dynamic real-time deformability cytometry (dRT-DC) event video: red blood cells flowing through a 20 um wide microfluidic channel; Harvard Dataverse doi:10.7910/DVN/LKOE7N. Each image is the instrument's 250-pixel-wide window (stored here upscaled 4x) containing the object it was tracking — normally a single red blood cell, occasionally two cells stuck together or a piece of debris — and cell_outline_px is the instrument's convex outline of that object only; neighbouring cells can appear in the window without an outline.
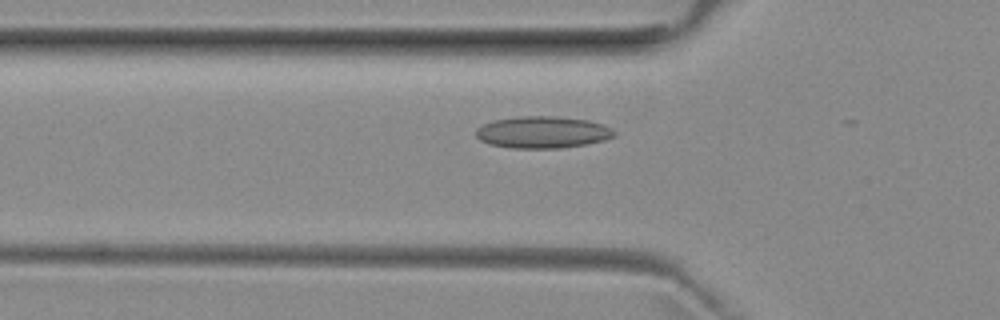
{"species": "common noctule bat (a hibernating species)", "species_latin": "Nyctalus noctula", "temperature_condition": "room temperature", "stored_images_in_passage": 15, "camera_frame_rate_fps": 3000, "um_per_image_px": 0.085, "animal": {"sex": "female", "body_mass_g": 29.2, "forearm_length_mm": 56.3}, "frame": {"image": 1, "passage_image": 10, "time_ms": 3.0, "image_size_px": [1000, 320], "cell_outline_px": [[616, 136], [604, 140], [584, 144], [560, 148], [512, 148], [488, 144], [480, 140], [476, 136], [476, 128], [492, 120], [520, 116], [560, 116], [588, 120], [604, 124], [612, 128], [616, 132]], "centroid_in_image_um": [46.13, 11.23], "position_along_channel_um": 79.7, "area_um2": 25.89}}
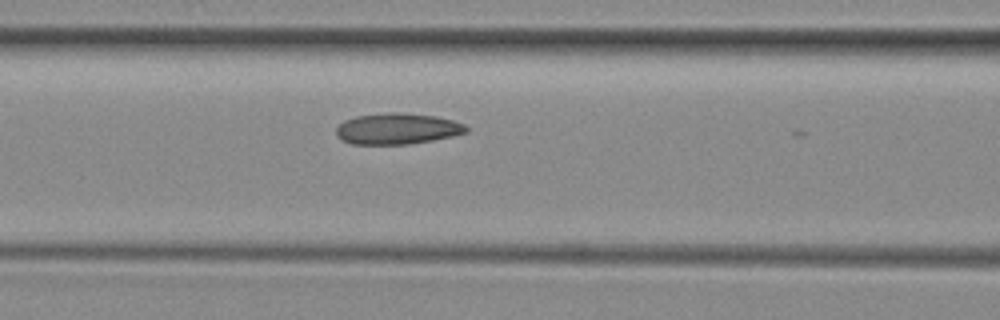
{"frame": {"image": 2, "passage_image": 14, "time_ms": 4.333, "image_size_px": [1000, 320], "cell_outline_px": [[468, 132], [452, 136], [432, 140], [408, 144], [352, 144], [336, 136], [336, 128], [344, 120], [356, 116], [388, 112], [396, 112], [436, 116], [452, 120], [464, 124], [468, 128]], "centroid_in_image_um": [33.76, 10.94], "position_along_channel_um": 132.8, "area_um2": 23.47}}